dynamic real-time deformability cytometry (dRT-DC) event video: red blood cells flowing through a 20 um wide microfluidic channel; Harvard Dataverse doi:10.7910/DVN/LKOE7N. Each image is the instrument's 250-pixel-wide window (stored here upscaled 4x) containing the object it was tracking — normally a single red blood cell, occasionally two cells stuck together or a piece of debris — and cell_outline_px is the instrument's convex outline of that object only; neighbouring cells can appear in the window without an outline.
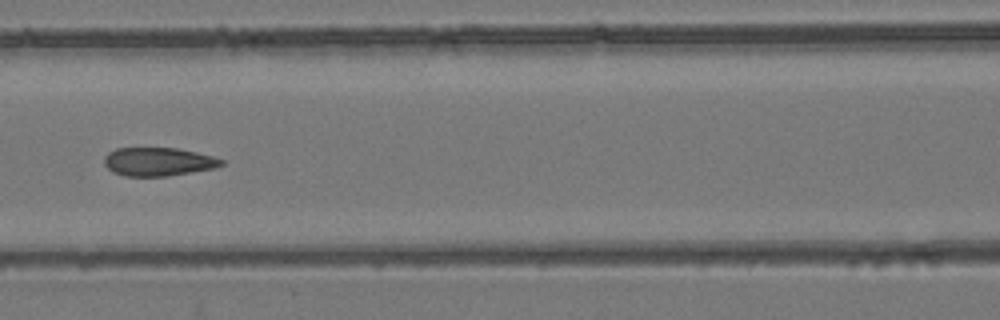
{"species": "common noctule bat (a hibernating species)", "species_latin": "Nyctalus noctula", "temperature_condition": "room temperature", "stored_images_in_passage": 7, "camera_frame_rate_fps": 3000, "um_per_image_px": 0.085, "animal": {"sex": "female", "body_mass_g": 24.6, "forearm_length_mm": 56.2}, "frame": {"image": 1, "passage_image": 6, "time_ms": 5.667, "image_size_px": [1000, 320], "cell_outline_px": [[224, 164], [216, 168], [168, 176], [124, 176], [112, 172], [104, 164], [104, 156], [108, 152], [116, 148], [176, 148], [196, 152], [212, 156], [224, 160]], "centroid_in_image_um": [13.44, 13.75], "position_along_channel_um": 153.2, "area_um2": 19.54}}
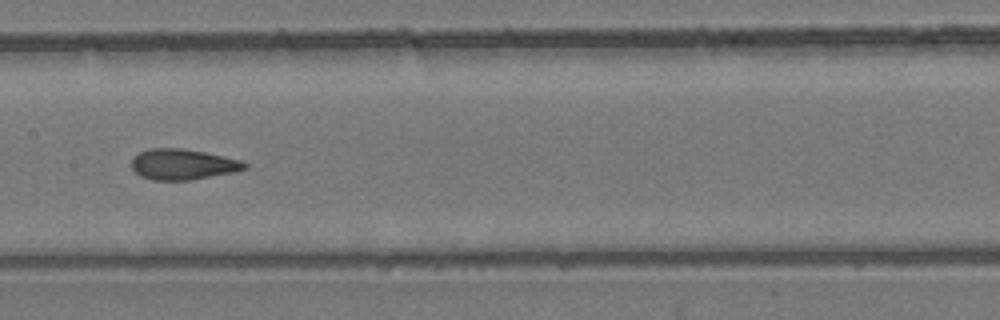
{"frame": {"image": 2, "passage_image": 7, "time_ms": 6.667, "image_size_px": [1000, 320], "cell_outline_px": [[248, 168], [232, 172], [192, 180], [152, 180], [140, 176], [132, 168], [132, 160], [140, 152], [148, 148], [180, 148], [204, 152], [240, 160], [248, 164]], "centroid_in_image_um": [15.53, 13.97], "position_along_channel_um": 191.9, "area_um2": 20.06}}